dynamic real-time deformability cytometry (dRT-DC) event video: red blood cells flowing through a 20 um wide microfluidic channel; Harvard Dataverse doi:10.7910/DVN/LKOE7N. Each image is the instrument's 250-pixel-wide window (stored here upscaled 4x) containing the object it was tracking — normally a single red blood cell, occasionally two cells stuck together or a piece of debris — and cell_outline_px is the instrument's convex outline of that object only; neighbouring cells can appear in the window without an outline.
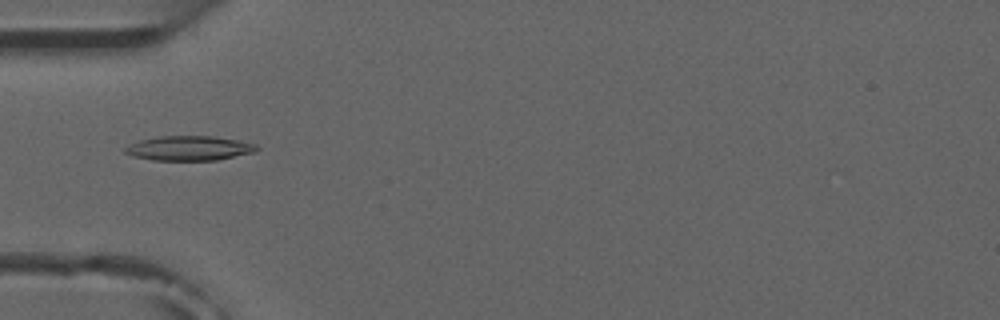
{"species": "common noctule bat (a hibernating species)", "species_latin": "Nyctalus noctula", "temperature_condition": "room temperature", "stored_images_in_passage": 8, "camera_frame_rate_fps": 3000, "um_per_image_px": 0.085, "animal": {"sex": "male", "forearm_length_mm": 52.5}, "frame": {"image": 1, "passage_image": 4, "time_ms": 3.667, "image_size_px": [1000, 320], "cell_outline_px": [[260, 148], [256, 152], [216, 160], [152, 160], [132, 156], [124, 152], [124, 148], [128, 144], [140, 140], [160, 136], [216, 136], [256, 144]], "centroid_in_image_um": [16.07, 12.6], "position_along_channel_um": 68.9, "area_um2": 18.96}}
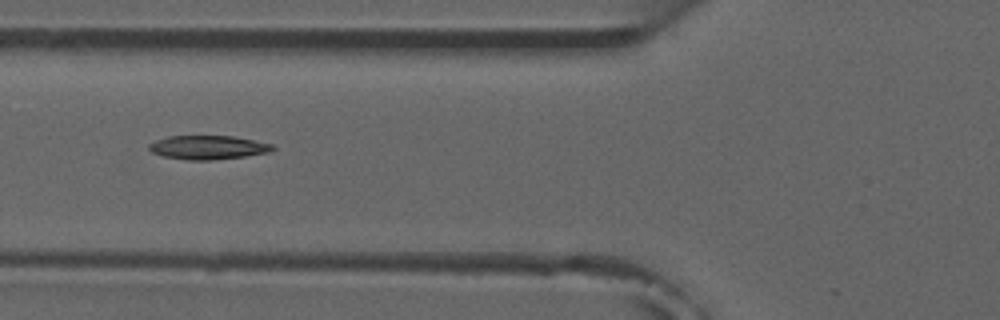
{"frame": {"image": 2, "passage_image": 5, "time_ms": 4.667, "image_size_px": [1000, 320], "cell_outline_px": [[276, 148], [268, 152], [244, 156], [208, 160], [188, 160], [164, 156], [152, 152], [148, 148], [148, 144], [156, 140], [168, 136], [232, 136], [272, 144]], "centroid_in_image_um": [17.65, 12.52], "position_along_channel_um": 108.2, "area_um2": 16.94}}
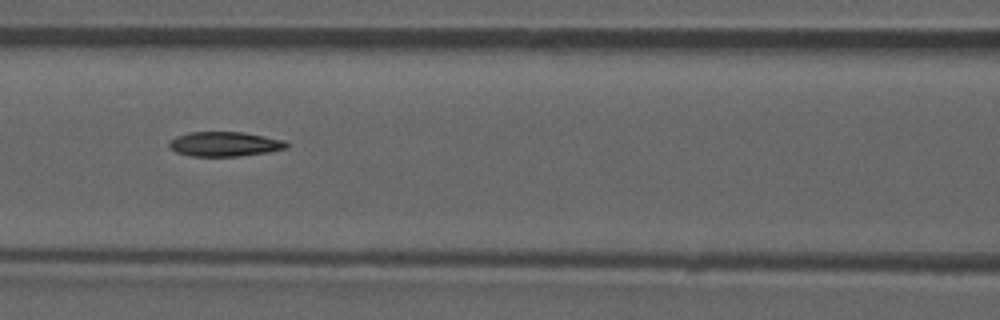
{"frame": {"image": 3, "passage_image": 6, "time_ms": 5.667, "image_size_px": [1000, 320], "cell_outline_px": [[288, 148], [268, 152], [236, 156], [192, 156], [176, 152], [168, 148], [168, 140], [176, 136], [188, 132], [240, 132], [264, 136], [284, 140], [288, 144]], "centroid_in_image_um": [19.04, 12.24], "position_along_channel_um": 147.6, "area_um2": 16.88}}